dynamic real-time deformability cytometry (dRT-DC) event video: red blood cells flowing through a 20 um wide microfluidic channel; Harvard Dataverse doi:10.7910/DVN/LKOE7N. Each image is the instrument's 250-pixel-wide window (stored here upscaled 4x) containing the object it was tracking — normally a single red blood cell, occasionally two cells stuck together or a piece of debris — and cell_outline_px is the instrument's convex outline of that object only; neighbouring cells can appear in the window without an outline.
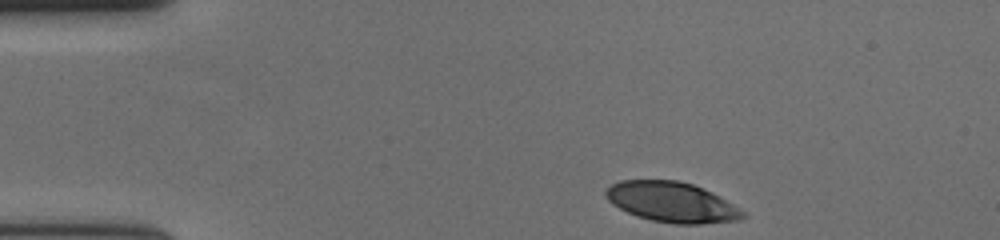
{"species": "human", "species_latin": "Homo sapiens", "temperature_condition": "cold", "stored_images_in_passage": 41, "camera_frame_rate_fps": 3000, "um_per_image_px": 0.085, "donor": {"sex": "female"}, "frame": {"image": 1, "passage_image": 1, "time_ms": 0.0, "image_size_px": [1000, 240], "cell_outline_px": [[744, 216], [736, 220], [700, 224], [676, 224], [652, 220], [636, 216], [612, 204], [604, 196], [604, 192], [612, 184], [620, 180], [680, 180], [692, 184], [712, 192], [732, 204], [744, 212]], "centroid_in_image_um": [57.05, 17.17], "position_along_channel_um": 27.9, "area_um2": 31.85}}
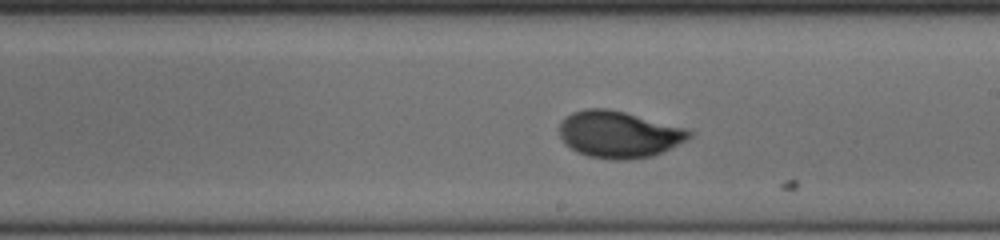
{"frame": {"image": 2, "passage_image": 24, "time_ms": 7.667, "image_size_px": [1000, 240], "cell_outline_px": [[696, 132], [688, 140], [664, 152], [652, 156], [628, 160], [612, 160], [588, 156], [576, 152], [564, 144], [560, 136], [560, 120], [572, 112], [584, 108], [608, 108], [688, 128]], "centroid_in_image_um": [52.63, 11.43], "position_along_channel_um": 236.4, "area_um2": 36.01}}
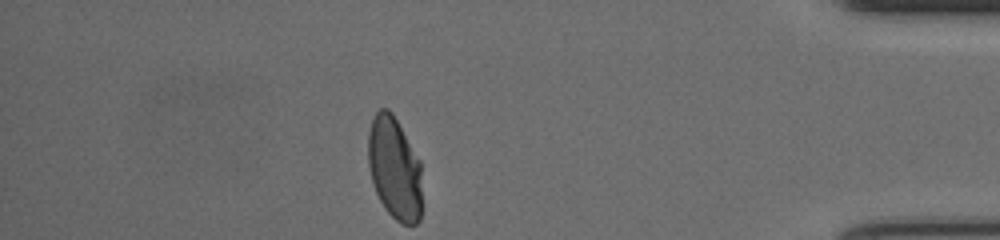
{"frame": {"image": 3, "passage_image": 41, "time_ms": 13.333, "image_size_px": [1000, 240], "cell_outline_px": [[420, 220], [416, 224], [400, 224], [384, 208], [372, 184], [368, 164], [368, 132], [372, 120], [376, 112], [380, 108], [388, 108], [392, 112], [420, 160]], "centroid_in_image_um": [33.51, 14.3], "position_along_channel_um": 401.7, "area_um2": 32.19}, "authors_computed_cell_mechanics": {"area_um2": 33.9864, "velocity_mm_per_s": 3.6406, "shape_relaxation_time_tau1_ms": 5.0979, "shape_relaxation_time_tau2_ms": null, "deformation_change_tau1": 0.1724, "deformation_change_tau2": null}}